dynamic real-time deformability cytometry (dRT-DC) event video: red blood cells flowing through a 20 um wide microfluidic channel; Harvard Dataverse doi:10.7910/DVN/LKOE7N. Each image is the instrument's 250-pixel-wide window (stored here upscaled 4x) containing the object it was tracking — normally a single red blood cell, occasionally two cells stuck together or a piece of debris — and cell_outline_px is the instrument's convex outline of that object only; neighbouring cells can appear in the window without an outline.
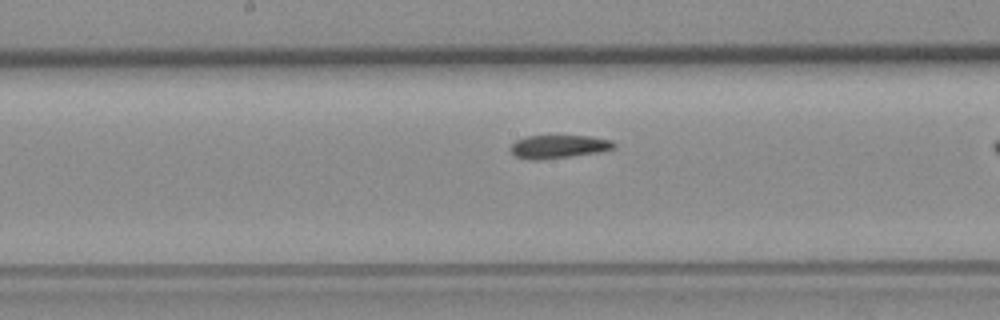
{"species": "common noctule bat (a hibernating species)", "species_latin": "Nyctalus noctula", "temperature_condition": "room temperature", "stored_images_in_passage": 28, "camera_frame_rate_fps": 3000, "um_per_image_px": 0.085, "animal": {"sex": "female", "body_mass_g": 19.3, "forearm_length_mm": 54.1}, "frame": {"image": 1, "passage_image": 14, "time_ms": 4.333, "image_size_px": [1000, 320], "cell_outline_px": [[616, 148], [600, 152], [536, 160], [532, 160], [516, 156], [508, 148], [516, 140], [528, 136], [592, 136], [612, 140], [616, 144]], "centroid_in_image_um": [47.51, 12.45], "position_along_channel_um": 200.7, "area_um2": 13.93}}
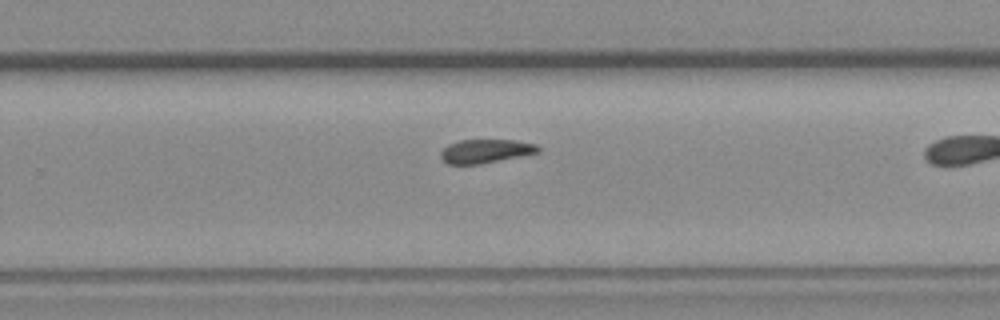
{"frame": {"image": 2, "passage_image": 21, "time_ms": 6.667, "image_size_px": [1000, 320], "cell_outline_px": [[540, 152], [480, 164], [448, 164], [440, 156], [440, 152], [448, 144], [460, 140], [516, 140], [536, 144], [540, 148]], "centroid_in_image_um": [41.28, 12.84], "position_along_channel_um": 288.5, "area_um2": 13.41}}
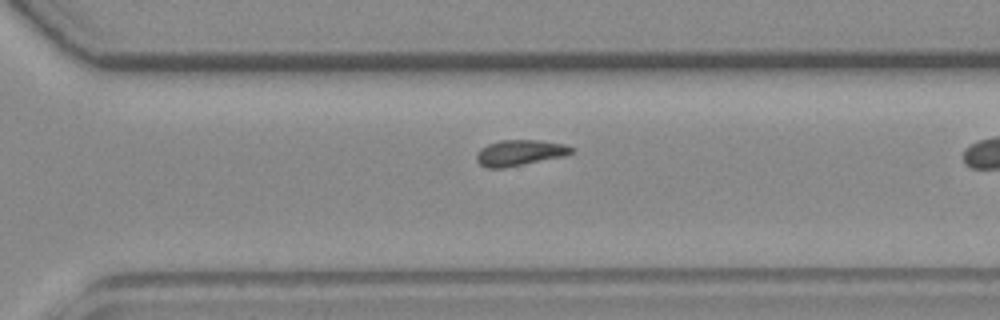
{"frame": {"image": 3, "passage_image": 24, "time_ms": 7.667, "image_size_px": [1000, 320], "cell_outline_px": [[576, 148], [572, 152], [564, 156], [504, 168], [484, 168], [476, 160], [476, 152], [480, 148], [488, 144], [500, 140], [540, 140], [564, 144]], "centroid_in_image_um": [44.15, 12.98], "position_along_channel_um": 326.4, "area_um2": 14.39}}